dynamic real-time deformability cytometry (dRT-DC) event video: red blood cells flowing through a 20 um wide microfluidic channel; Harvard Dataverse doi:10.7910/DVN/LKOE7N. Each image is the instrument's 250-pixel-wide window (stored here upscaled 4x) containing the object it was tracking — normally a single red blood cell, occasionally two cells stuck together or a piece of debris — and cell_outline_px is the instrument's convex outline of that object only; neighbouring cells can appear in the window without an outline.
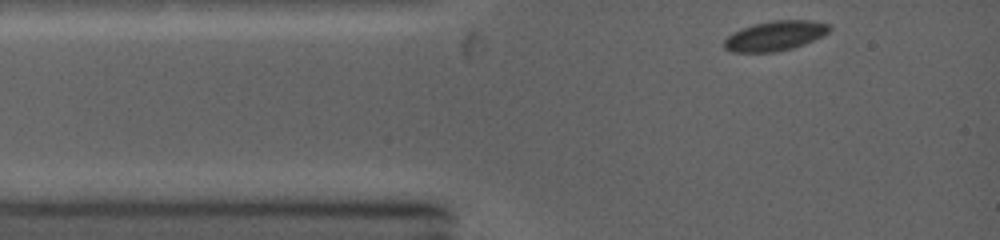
{"species": "common noctule bat (a hibernating species)", "species_latin": "Nyctalus noctula", "temperature_condition": "warm", "stored_images_in_passage": 28, "camera_frame_rate_fps": 5000, "um_per_image_px": 0.085, "animal": {"sex": "female", "body_mass_g": 19.0, "forearm_length_mm": 53.3}, "frame": {"image": 1, "passage_image": 1, "time_ms": 0.0, "image_size_px": [1000, 240], "cell_outline_px": [[828, 32], [812, 40], [792, 48], [772, 52], [732, 52], [724, 48], [724, 40], [732, 32], [740, 28], [752, 24], [772, 20], [812, 20], [828, 24]], "centroid_in_image_um": [65.8, 3.03], "position_along_channel_um": 19.2, "area_um2": 18.09}}
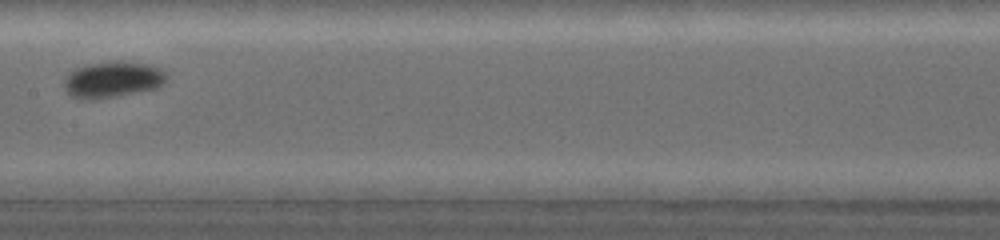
{"frame": {"image": 2, "passage_image": 13, "time_ms": 4.8, "image_size_px": [1000, 240], "cell_outline_px": [[164, 80], [160, 84], [152, 88], [108, 96], [72, 96], [68, 92], [64, 84], [68, 76], [76, 68], [88, 64], [116, 60], [124, 60], [144, 64], [160, 68], [164, 72]], "centroid_in_image_um": [9.58, 6.67], "position_along_channel_um": 197.8, "area_um2": 20.0}}
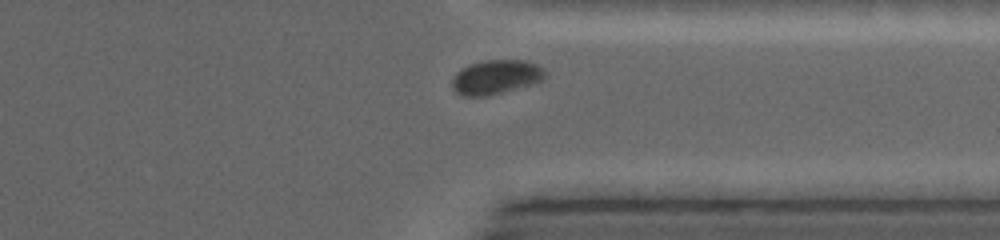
{"frame": {"image": 3, "passage_image": 25, "time_ms": 8.8, "image_size_px": [1000, 240], "cell_outline_px": [[548, 76], [544, 80], [536, 84], [488, 96], [460, 96], [452, 88], [452, 80], [456, 72], [468, 64], [484, 60], [524, 60], [536, 64], [544, 68], [548, 72]], "centroid_in_image_um": [42.21, 6.56], "position_along_channel_um": 369.2, "area_um2": 19.13}, "authors_computed_cell_mechanics": {"area_um2": 18.5249, "velocity_mm_per_s": 4.2765, "shape_relaxation_time_tau1_ms": 1.0575, "shape_relaxation_time_tau2_ms": null, "deformation_change_tau1": 0.0589, "deformation_change_tau2": null}}